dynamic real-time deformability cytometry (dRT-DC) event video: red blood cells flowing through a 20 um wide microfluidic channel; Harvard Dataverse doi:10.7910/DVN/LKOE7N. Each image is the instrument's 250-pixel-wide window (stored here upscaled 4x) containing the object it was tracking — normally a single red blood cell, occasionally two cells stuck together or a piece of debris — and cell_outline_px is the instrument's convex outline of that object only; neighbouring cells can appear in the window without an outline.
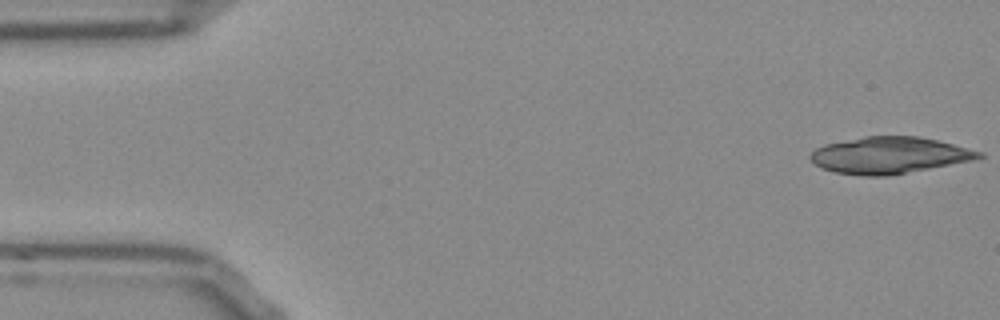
{"species": "Egyptian fruit bat (a non-hibernating species)", "species_latin": "Rousettus aegyptiacus", "temperature_condition": "room temperature", "stored_images_in_passage": 17, "camera_frame_rate_fps": 3000, "um_per_image_px": 0.085, "frame": {"image": 1, "passage_image": 1, "time_ms": 0.0, "image_size_px": [1000, 320], "cell_outline_px": [[984, 156], [976, 160], [888, 176], [864, 176], [836, 172], [820, 168], [808, 156], [816, 148], [824, 144], [864, 136], [920, 136], [984, 152]], "centroid_in_image_um": [75.61, 13.2], "position_along_channel_um": 9.4, "area_um2": 36.07}}